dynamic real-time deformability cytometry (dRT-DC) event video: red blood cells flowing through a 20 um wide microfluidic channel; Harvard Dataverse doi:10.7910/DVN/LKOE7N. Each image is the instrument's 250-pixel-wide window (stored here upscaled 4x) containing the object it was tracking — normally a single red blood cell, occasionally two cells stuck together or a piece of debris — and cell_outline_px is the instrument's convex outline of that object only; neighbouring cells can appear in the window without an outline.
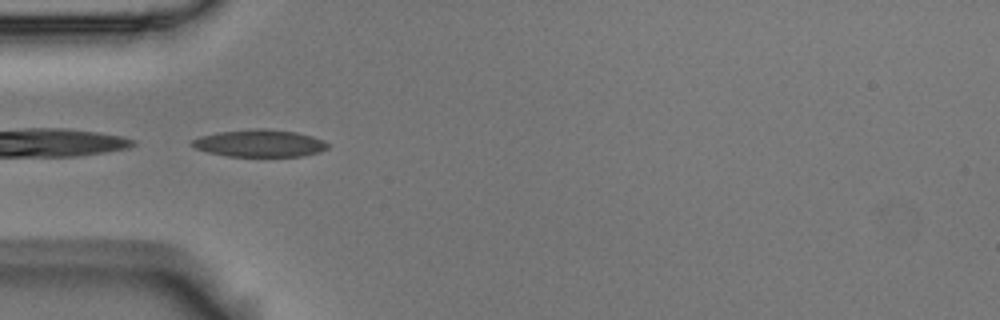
{"species": "Egyptian fruit bat (a non-hibernating species)", "species_latin": "Rousettus aegyptiacus", "temperature_condition": "room temperature", "stored_images_in_passage": 7, "camera_frame_rate_fps": 3000, "um_per_image_px": 0.085, "animal": {"sex": "male"}, "frame": {"image": 1, "passage_image": 1, "time_ms": 0.0, "image_size_px": [1000, 320], "cell_outline_px": [[328, 148], [320, 152], [300, 156], [228, 156], [208, 152], [196, 148], [188, 144], [192, 140], [200, 136], [216, 132], [256, 128], [268, 128], [296, 132], [312, 136], [324, 140], [328, 144]], "centroid_in_image_um": [22.06, 12.16], "position_along_channel_um": 62.9, "area_um2": 21.68}}
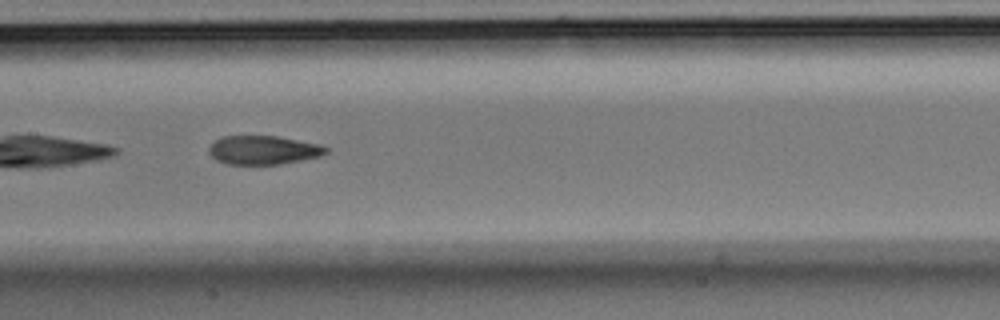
{"frame": {"image": 2, "passage_image": 4, "time_ms": 1.0, "image_size_px": [1000, 320], "cell_outline_px": [[328, 152], [320, 156], [280, 164], [228, 164], [216, 160], [208, 152], [208, 148], [216, 140], [224, 136], [276, 136], [320, 144], [328, 148]], "centroid_in_image_um": [22.38, 12.75], "position_along_channel_um": 185.0, "area_um2": 19.48}}
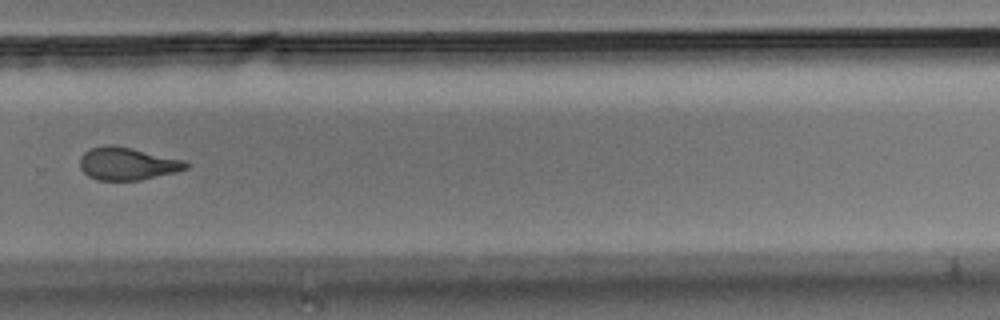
{"frame": {"image": 3, "passage_image": 7, "time_ms": 2.0, "image_size_px": [1000, 320], "cell_outline_px": [[192, 164], [188, 168], [176, 172], [140, 180], [96, 180], [88, 176], [80, 168], [80, 156], [84, 152], [92, 148], [108, 144], [116, 144], [184, 160]], "centroid_in_image_um": [10.83, 13.9], "position_along_channel_um": 319.0, "area_um2": 20.4}}